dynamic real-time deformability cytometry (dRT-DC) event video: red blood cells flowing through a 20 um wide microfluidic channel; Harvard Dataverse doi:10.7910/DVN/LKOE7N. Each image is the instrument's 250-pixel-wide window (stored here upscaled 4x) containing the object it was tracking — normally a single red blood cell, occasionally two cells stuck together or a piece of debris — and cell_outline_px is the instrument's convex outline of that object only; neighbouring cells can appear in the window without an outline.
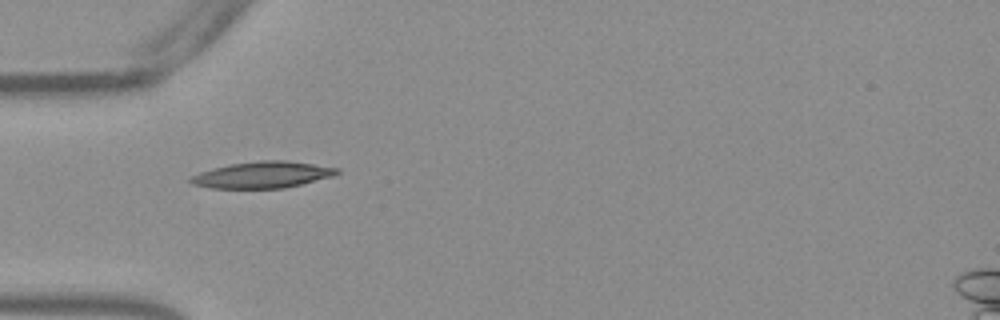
{"species": "Egyptian fruit bat (a non-hibernating species)", "species_latin": "Rousettus aegyptiacus", "temperature_condition": "warm", "stored_images_in_passage": 34, "camera_frame_rate_fps": 3000, "um_per_image_px": 0.085, "frame": {"image": 1, "passage_image": 1, "time_ms": 0.0, "image_size_px": [1000, 320], "cell_outline_px": [[340, 172], [336, 176], [284, 188], [212, 188], [192, 184], [188, 180], [188, 176], [212, 168], [228, 164], [260, 160], [284, 160], [340, 168]], "centroid_in_image_um": [22.31, 14.85], "position_along_channel_um": 62.7, "area_um2": 22.77}}
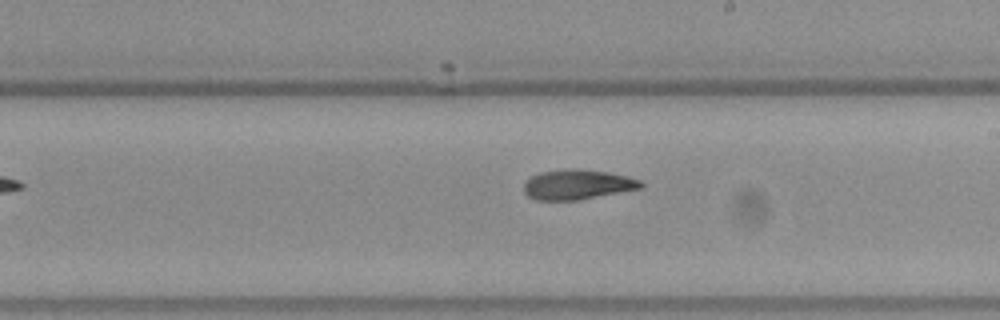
{"frame": {"image": 2, "passage_image": 15, "time_ms": 4.667, "image_size_px": [1000, 320], "cell_outline_px": [[644, 184], [640, 188], [620, 192], [576, 200], [536, 200], [528, 196], [524, 192], [524, 184], [532, 176], [540, 172], [568, 168], [572, 168], [608, 172], [628, 176], [640, 180]], "centroid_in_image_um": [49.07, 15.68], "position_along_channel_um": 239.9, "area_um2": 20.23}}
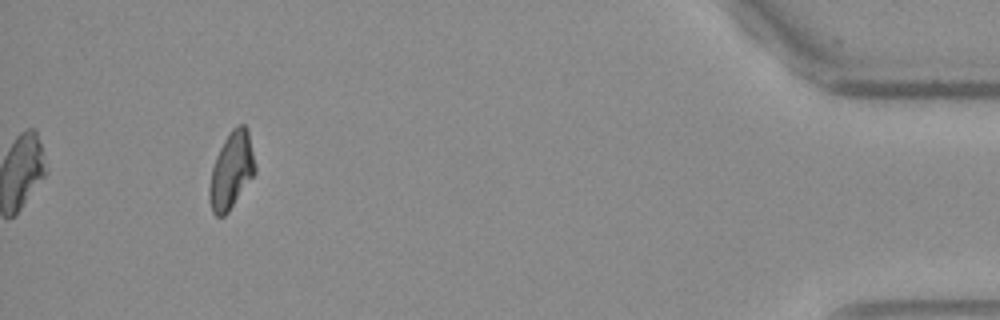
{"frame": {"image": 3, "passage_image": 34, "time_ms": 11.0, "image_size_px": [1000, 320], "cell_outline_px": [[256, 172], [228, 212], [224, 216], [216, 216], [212, 212], [208, 196], [208, 188], [212, 168], [216, 156], [224, 140], [232, 128], [240, 124], [244, 124], [248, 128], [256, 168]], "centroid_in_image_um": [19.66, 14.49], "position_along_channel_um": 415.5, "area_um2": 20.4}, "authors_computed_cell_mechanics": {"area_um2": 20.8947, "velocity_mm_per_s": 3.8341, "shape_relaxation_time_tau1_ms": 6.4401, "shape_relaxation_time_tau2_ms": 3.9352, "deformation_change_tau1": 0.2043, "deformation_change_tau2": 0.1121}}